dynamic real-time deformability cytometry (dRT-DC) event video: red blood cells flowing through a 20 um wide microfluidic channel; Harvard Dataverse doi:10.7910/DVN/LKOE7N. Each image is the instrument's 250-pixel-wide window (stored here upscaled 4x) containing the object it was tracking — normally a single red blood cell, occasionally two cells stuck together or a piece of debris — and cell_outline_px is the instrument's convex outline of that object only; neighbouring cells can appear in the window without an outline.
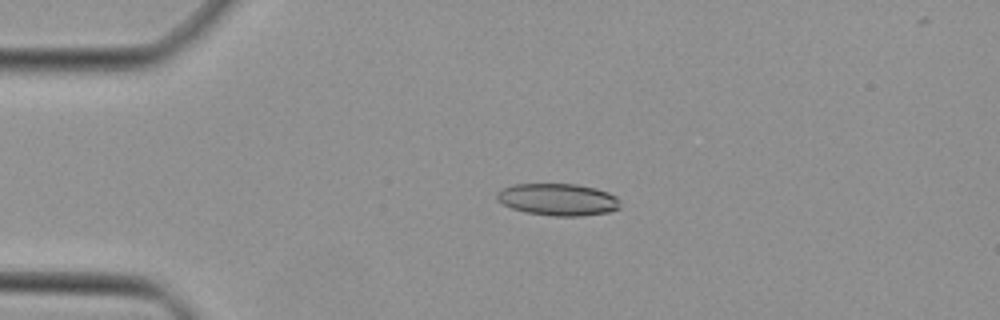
{"species": "Egyptian fruit bat (a non-hibernating species)", "species_latin": "Rousettus aegyptiacus", "temperature_condition": "cold", "stored_images_in_passage": 41, "camera_frame_rate_fps": 3000, "um_per_image_px": 0.085, "animal": {"sex": "female"}, "frame": {"image": 1, "passage_image": 5, "time_ms": 1.333, "image_size_px": [1000, 320], "cell_outline_px": [[620, 208], [608, 212], [580, 216], [552, 216], [524, 212], [512, 208], [496, 200], [496, 192], [512, 184], [576, 184], [596, 188], [608, 192], [616, 196], [620, 200]], "centroid_in_image_um": [47.43, 16.96], "position_along_channel_um": 37.6, "area_um2": 23.18}}
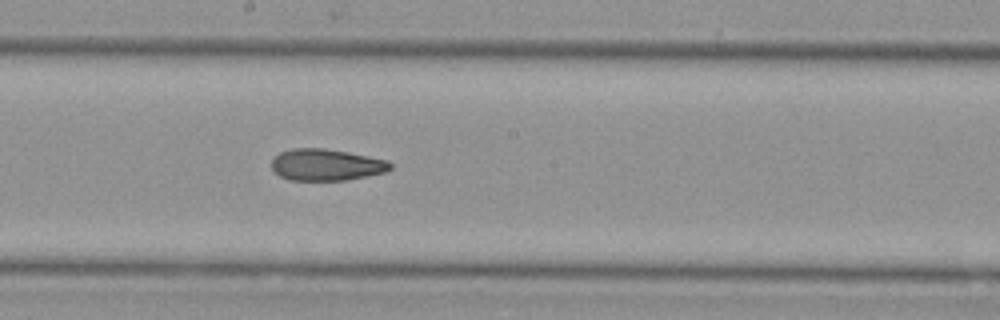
{"frame": {"image": 2, "passage_image": 20, "time_ms": 6.333, "image_size_px": [1000, 320], "cell_outline_px": [[392, 168], [384, 172], [348, 180], [288, 180], [280, 176], [272, 168], [272, 160], [280, 152], [292, 148], [324, 148], [348, 152], [388, 160], [392, 164]], "centroid_in_image_um": [27.73, 14.0], "position_along_channel_um": 220.5, "area_um2": 21.85}}
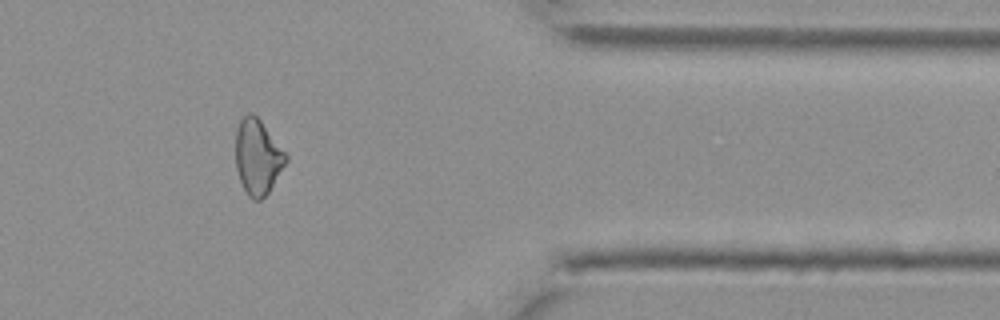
{"frame": {"image": 3, "passage_image": 33, "time_ms": 10.667, "image_size_px": [1000, 320], "cell_outline_px": [[288, 160], [268, 192], [260, 200], [252, 200], [248, 196], [240, 180], [236, 168], [236, 132], [240, 120], [248, 112], [252, 112], [260, 120], [288, 156]], "centroid_in_image_um": [21.89, 13.34], "position_along_channel_um": 389.5, "area_um2": 21.73}}